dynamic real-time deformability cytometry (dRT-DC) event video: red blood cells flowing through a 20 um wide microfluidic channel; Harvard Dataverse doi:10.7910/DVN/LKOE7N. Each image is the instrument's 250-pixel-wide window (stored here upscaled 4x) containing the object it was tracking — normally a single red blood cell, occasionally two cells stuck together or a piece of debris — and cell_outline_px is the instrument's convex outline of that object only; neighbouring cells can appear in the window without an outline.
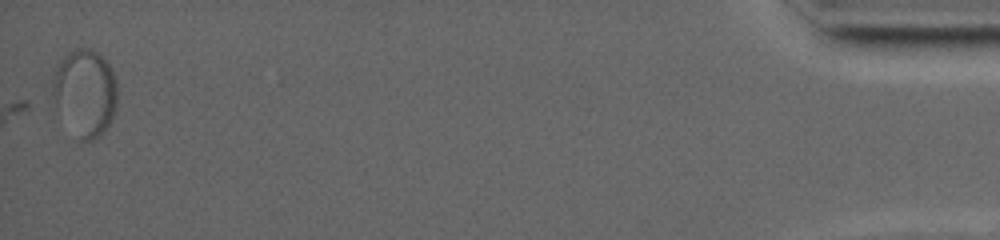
{"species": "common noctule bat (a hibernating species)", "species_latin": "Nyctalus noctula", "temperature_condition": "warm", "stored_images_in_passage": 45, "camera_frame_rate_fps": 5000, "um_per_image_px": 0.085, "animal": {"sex": "female", "body_mass_g": 19.0, "forearm_length_mm": 53.3}, "frame": {"image": 1, "passage_image": 45, "time_ms": 17.0, "image_size_px": [1000, 240], "cell_outline_px": [[116, 108], [108, 124], [100, 136], [92, 140], [80, 140], [56, 108], [52, 88], [52, 80], [60, 60], [68, 52], [76, 48], [92, 48], [100, 52], [112, 68], [116, 84]], "centroid_in_image_um": [7.23, 7.82], "position_along_channel_um": 428.0, "area_um2": 32.66}}